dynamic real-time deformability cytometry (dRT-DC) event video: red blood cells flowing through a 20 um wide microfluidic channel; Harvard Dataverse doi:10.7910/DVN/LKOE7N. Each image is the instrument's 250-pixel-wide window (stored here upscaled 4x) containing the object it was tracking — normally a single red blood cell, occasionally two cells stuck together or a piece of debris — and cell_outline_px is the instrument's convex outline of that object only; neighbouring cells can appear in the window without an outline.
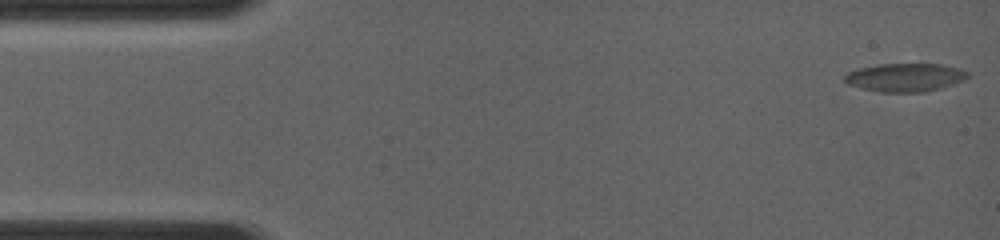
{"species": "common noctule bat (a hibernating species)", "species_latin": "Nyctalus noctula", "temperature_condition": "room temperature", "stored_images_in_passage": 34, "camera_frame_rate_fps": 4000, "um_per_image_px": 0.085, "animal": {"sex": "female", "body_mass_g": 19.0, "forearm_length_mm": 56.7}, "frame": {"image": 1, "passage_image": 1, "time_ms": 0.0, "image_size_px": [1000, 240], "cell_outline_px": [[968, 76], [964, 80], [940, 88], [924, 92], [880, 92], [860, 88], [848, 84], [844, 80], [844, 76], [848, 72], [860, 68], [880, 64], [940, 64], [960, 68], [968, 72]], "centroid_in_image_um": [76.93, 6.58], "position_along_channel_um": 8.1, "area_um2": 20.23}}
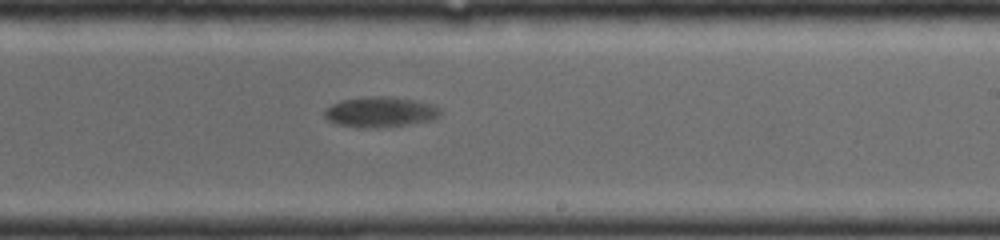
{"frame": {"image": 2, "passage_image": 20, "time_ms": 8.75, "image_size_px": [1000, 240], "cell_outline_px": [[440, 116], [432, 120], [376, 128], [356, 128], [336, 124], [328, 120], [324, 116], [324, 112], [332, 104], [340, 100], [368, 96], [392, 96], [416, 100], [432, 104], [440, 108]], "centroid_in_image_um": [32.31, 9.51], "position_along_channel_um": 256.7, "area_um2": 20.63}}
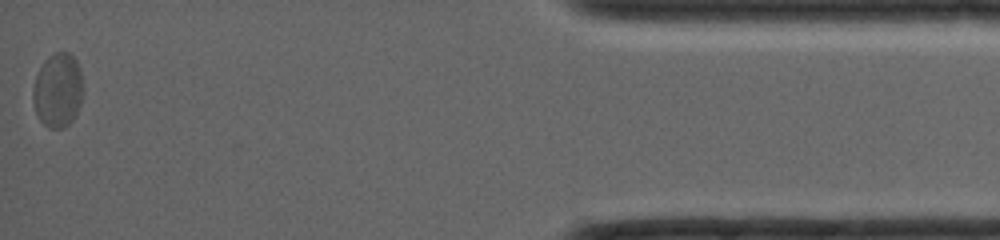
{"frame": {"image": 3, "passage_image": 34, "time_ms": 14.5, "image_size_px": [1000, 240], "cell_outline_px": [[84, 88], [80, 104], [76, 116], [68, 124], [60, 128], [48, 128], [40, 120], [36, 112], [32, 100], [32, 92], [36, 76], [44, 60], [48, 56], [56, 52], [68, 52], [76, 60], [80, 68]], "centroid_in_image_um": [4.93, 7.67], "position_along_channel_um": 430.3, "area_um2": 21.85}}